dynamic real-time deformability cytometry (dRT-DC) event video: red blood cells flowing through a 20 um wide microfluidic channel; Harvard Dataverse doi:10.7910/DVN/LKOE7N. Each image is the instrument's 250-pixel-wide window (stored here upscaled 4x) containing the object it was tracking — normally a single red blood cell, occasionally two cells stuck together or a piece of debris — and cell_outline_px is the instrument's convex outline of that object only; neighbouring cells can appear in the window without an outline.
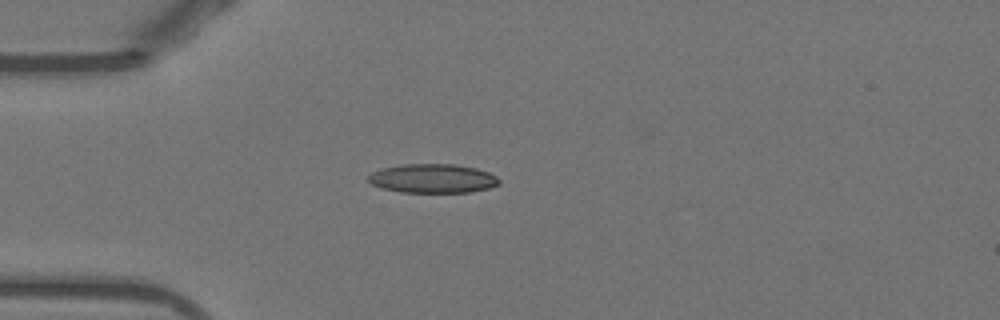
{"species": "Egyptian fruit bat (a non-hibernating species)", "species_latin": "Rousettus aegyptiacus", "temperature_condition": "warm", "stored_images_in_passage": 17, "camera_frame_rate_fps": 3000, "um_per_image_px": 0.085, "animal": {"sex": "female"}, "frame": {"image": 1, "passage_image": 15, "time_ms": 4.667, "image_size_px": [1000, 320], "cell_outline_px": [[500, 184], [488, 188], [472, 192], [400, 192], [380, 188], [372, 184], [368, 180], [368, 176], [372, 172], [384, 168], [400, 164], [456, 164], [476, 168], [488, 172], [496, 176], [500, 180]], "centroid_in_image_um": [36.79, 15.17], "position_along_channel_um": 48.2, "area_um2": 22.2}}